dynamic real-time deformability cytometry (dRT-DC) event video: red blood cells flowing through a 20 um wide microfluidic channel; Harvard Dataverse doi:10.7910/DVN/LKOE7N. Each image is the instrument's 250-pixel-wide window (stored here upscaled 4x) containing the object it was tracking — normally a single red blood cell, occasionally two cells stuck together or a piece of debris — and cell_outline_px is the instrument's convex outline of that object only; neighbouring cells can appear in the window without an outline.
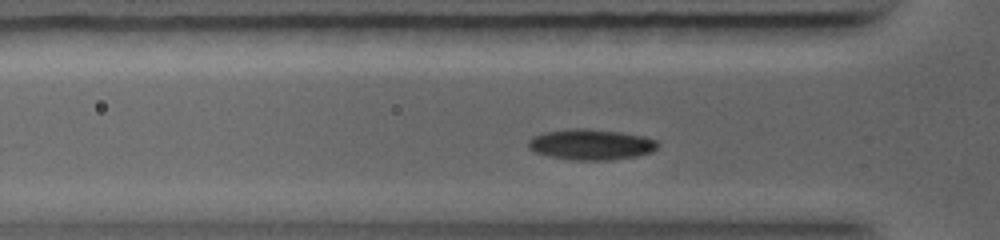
{"species": "common noctule bat (a hibernating species)", "species_latin": "Nyctalus noctula", "temperature_condition": "warm", "stored_images_in_passage": 36, "camera_frame_rate_fps": 5000, "um_per_image_px": 0.085, "animal": {"sex": "female", "body_mass_g": 19.0, "forearm_length_mm": 56.7}, "frame": {"image": 1, "passage_image": 9, "time_ms": 2.0, "image_size_px": [1000, 240], "cell_outline_px": [[660, 144], [652, 152], [636, 156], [608, 160], [576, 160], [552, 156], [536, 152], [528, 148], [528, 140], [532, 136], [544, 132], [576, 128], [588, 128], [620, 132], [644, 136], [656, 140]], "centroid_in_image_um": [50.25, 12.27], "position_along_channel_um": 75.6, "area_um2": 23.06}}
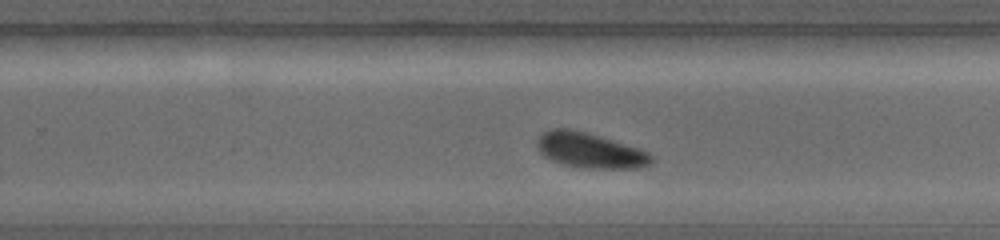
{"frame": {"image": 2, "passage_image": 25, "time_ms": 6.0, "image_size_px": [1000, 240], "cell_outline_px": [[652, 160], [648, 164], [640, 168], [580, 168], [560, 164], [544, 156], [536, 148], [536, 144], [540, 136], [544, 132], [552, 128], [572, 128], [600, 136], [640, 148], [648, 152], [652, 156]], "centroid_in_image_um": [50.12, 12.78], "position_along_channel_um": 279.7, "area_um2": 23.58}}
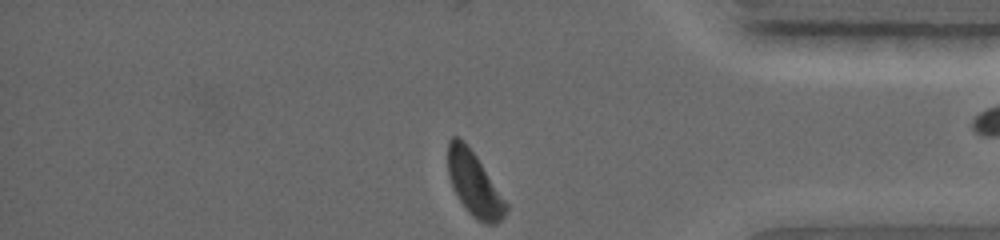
{"frame": {"image": 3, "passage_image": 36, "time_ms": 8.6, "image_size_px": [1000, 240], "cell_outline_px": [[508, 208], [504, 216], [496, 224], [488, 224], [480, 220], [468, 212], [452, 188], [448, 172], [448, 140], [452, 136], [460, 136], [464, 140], [476, 156], [508, 204]], "centroid_in_image_um": [40.29, 15.6], "position_along_channel_um": 394.9, "area_um2": 21.39}}